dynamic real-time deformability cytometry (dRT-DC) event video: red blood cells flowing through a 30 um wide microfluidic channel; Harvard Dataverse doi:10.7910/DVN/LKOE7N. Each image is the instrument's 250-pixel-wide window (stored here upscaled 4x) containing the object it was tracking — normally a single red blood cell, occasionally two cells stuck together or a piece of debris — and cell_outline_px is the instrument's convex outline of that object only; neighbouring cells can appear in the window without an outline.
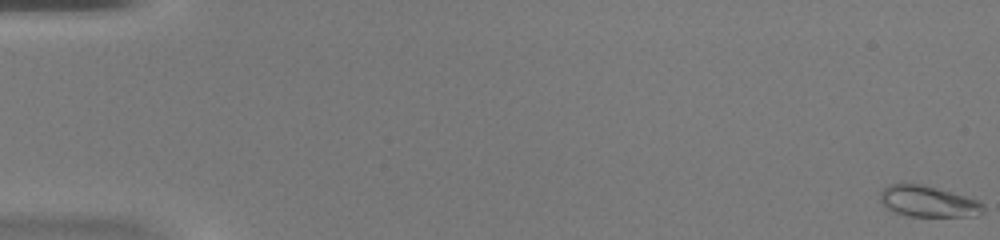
{"species": "common noctule bat (a hibernating species)", "species_latin": "Nyctalus noctula", "temperature_condition": "warm", "stored_images_in_passage": 49, "camera_frame_rate_fps": 3000, "um_per_image_px": 0.085, "animal": {"sex": "female", "body_mass_g": 20.0, "forearm_length_mm": 54.0}, "frame": {"image": 1, "passage_image": 1, "time_ms": 0.0, "image_size_px": [1000, 240], "cell_outline_px": [[984, 212], [976, 216], [908, 216], [896, 212], [888, 208], [880, 200], [880, 192], [888, 184], [924, 184], [952, 192], [976, 200], [984, 204]], "centroid_in_image_um": [78.9, 17.12], "position_along_channel_um": 6.1, "area_um2": 18.55}}
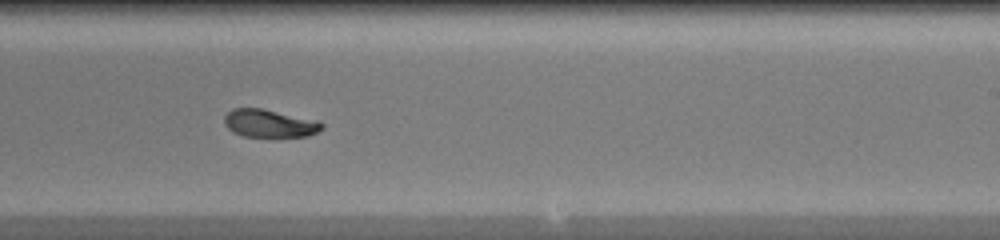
{"frame": {"image": 2, "passage_image": 31, "time_ms": 10.0, "image_size_px": [1000, 240], "cell_outline_px": [[324, 128], [308, 136], [244, 136], [232, 132], [224, 124], [224, 116], [232, 108], [264, 108], [324, 124]], "centroid_in_image_um": [22.82, 10.48], "position_along_channel_um": 266.2, "area_um2": 15.43}}
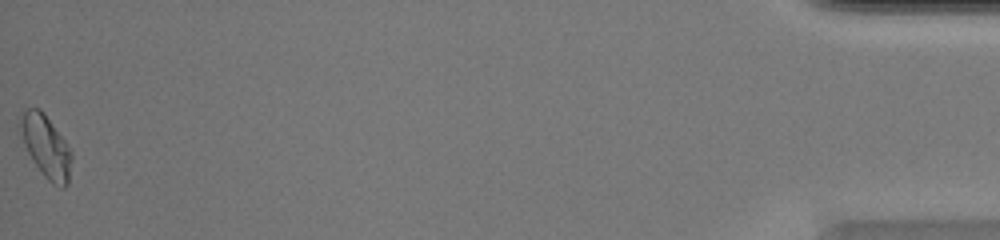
{"frame": {"image": 3, "passage_image": 49, "time_ms": 16.0, "image_size_px": [1000, 240], "cell_outline_px": [[72, 160], [68, 184], [64, 188], [60, 188], [52, 184], [44, 176], [28, 152], [24, 144], [20, 132], [20, 112], [28, 108], [40, 108], [44, 112], [64, 140], [72, 152]], "centroid_in_image_um": [3.92, 12.45], "position_along_channel_um": 431.3, "area_um2": 18.61}}